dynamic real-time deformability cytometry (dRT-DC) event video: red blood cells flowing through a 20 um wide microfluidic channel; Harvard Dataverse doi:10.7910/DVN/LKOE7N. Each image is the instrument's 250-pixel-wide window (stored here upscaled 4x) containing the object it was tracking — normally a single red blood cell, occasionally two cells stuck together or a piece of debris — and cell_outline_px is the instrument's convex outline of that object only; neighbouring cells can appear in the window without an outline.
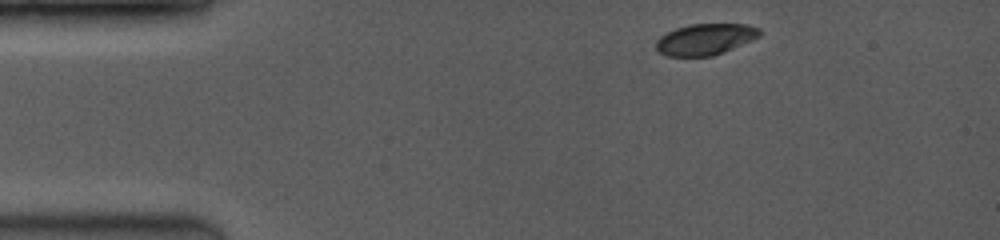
{"species": "common noctule bat (a hibernating species)", "species_latin": "Nyctalus noctula", "temperature_condition": "room temperature", "stored_images_in_passage": 34, "camera_frame_rate_fps": 3500, "um_per_image_px": 0.085, "animal": {"sex": "female", "body_mass_g": 19.0, "forearm_length_mm": 53.3}, "frame": {"image": 1, "passage_image": 1, "time_ms": 0.0, "image_size_px": [1000, 240], "cell_outline_px": [[760, 36], [752, 40], [712, 56], [668, 56], [656, 52], [656, 40], [660, 36], [676, 28], [692, 24], [748, 24], [760, 28]], "centroid_in_image_um": [59.93, 3.34], "position_along_channel_um": 25.1, "area_um2": 18.79}}
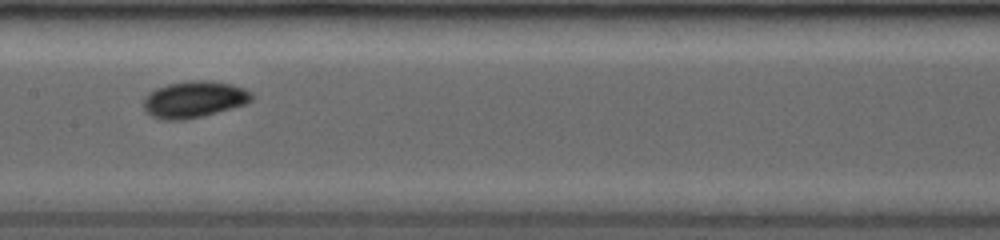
{"frame": {"image": 2, "passage_image": 17, "time_ms": 5.714, "image_size_px": [1000, 240], "cell_outline_px": [[252, 100], [244, 104], [204, 116], [184, 120], [160, 120], [152, 116], [144, 108], [144, 96], [148, 92], [156, 88], [168, 84], [192, 80], [212, 80], [232, 84], [244, 88], [252, 92]], "centroid_in_image_um": [16.49, 8.44], "position_along_channel_um": 190.9, "area_um2": 23.18}}
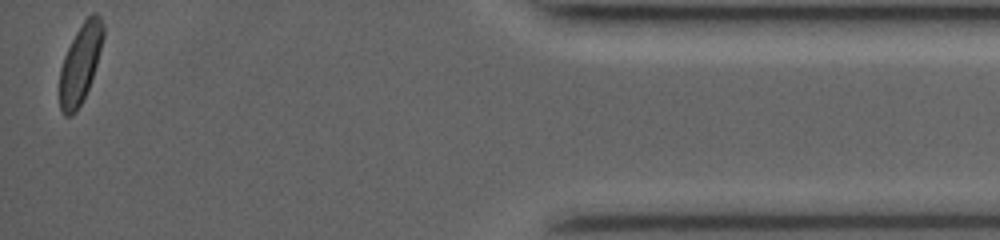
{"frame": {"image": 3, "passage_image": 34, "time_ms": 12.857, "image_size_px": [1000, 240], "cell_outline_px": [[104, 36], [96, 64], [88, 88], [76, 112], [72, 116], [64, 116], [60, 108], [60, 68], [64, 56], [76, 32], [84, 20], [92, 12], [96, 12], [100, 16], [104, 24]], "centroid_in_image_um": [6.83, 5.39], "position_along_channel_um": 428.4, "area_um2": 19.83}, "authors_computed_cell_mechanics": {"area_um2": 20.8658, "velocity_mm_per_s": 4.1187, "shape_relaxation_time_tau1_ms": 1.3361, "shape_relaxation_time_tau2_ms": null, "deformation_change_tau1": 0.0863, "deformation_change_tau2": null}}